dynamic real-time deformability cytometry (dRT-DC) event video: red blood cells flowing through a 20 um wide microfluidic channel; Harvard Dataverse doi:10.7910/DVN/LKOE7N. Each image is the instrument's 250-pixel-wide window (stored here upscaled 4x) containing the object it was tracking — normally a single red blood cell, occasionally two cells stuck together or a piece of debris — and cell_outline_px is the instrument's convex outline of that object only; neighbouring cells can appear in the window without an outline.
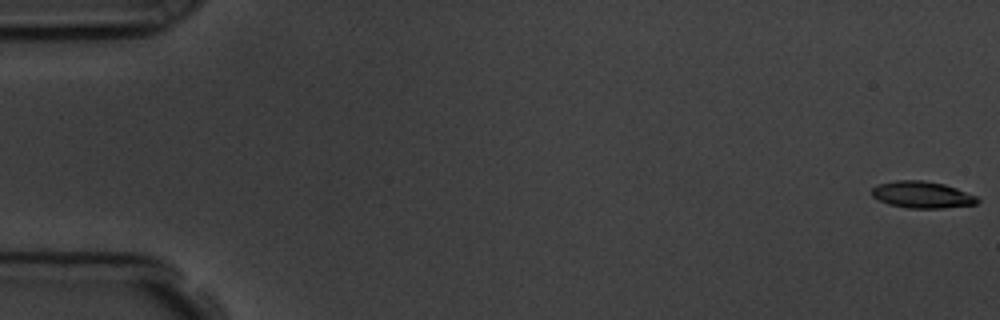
{"species": "common noctule bat (a hibernating species)", "species_latin": "Nyctalus noctula", "temperature_condition": "room temperature", "stored_images_in_passage": 16, "camera_frame_rate_fps": 3000, "um_per_image_px": 0.085, "animal": {"sex": "male", "body_mass_g": 19.5, "forearm_length_mm": 54.6}, "frame": {"image": 1, "passage_image": 1, "time_ms": 0.0, "image_size_px": [1000, 320], "cell_outline_px": [[980, 200], [976, 204], [944, 208], [908, 208], [888, 204], [872, 196], [872, 188], [876, 184], [896, 180], [924, 180], [944, 184], [956, 188], [976, 196]], "centroid_in_image_um": [78.36, 16.54], "position_along_channel_um": 6.6, "area_um2": 16.47}}
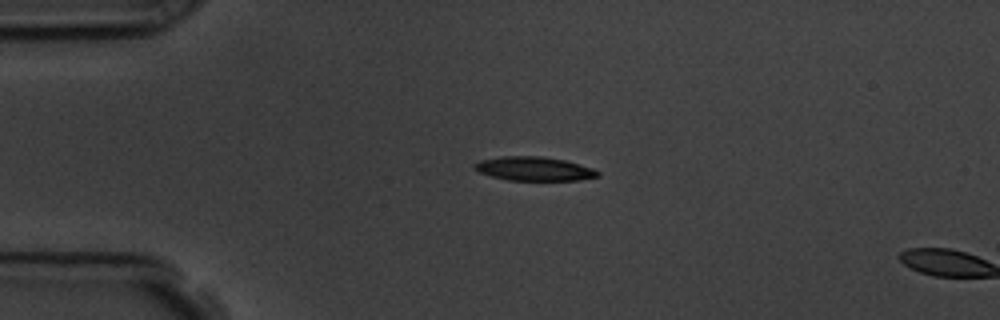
{"frame": {"image": 2, "passage_image": 14, "time_ms": 4.333, "image_size_px": [1000, 320], "cell_outline_px": [[600, 176], [580, 180], [508, 180], [492, 176], [480, 172], [472, 168], [472, 164], [480, 160], [500, 156], [544, 156], [564, 160], [592, 168], [600, 172]], "centroid_in_image_um": [45.37, 14.34], "position_along_channel_um": 39.6, "area_um2": 17.22}}